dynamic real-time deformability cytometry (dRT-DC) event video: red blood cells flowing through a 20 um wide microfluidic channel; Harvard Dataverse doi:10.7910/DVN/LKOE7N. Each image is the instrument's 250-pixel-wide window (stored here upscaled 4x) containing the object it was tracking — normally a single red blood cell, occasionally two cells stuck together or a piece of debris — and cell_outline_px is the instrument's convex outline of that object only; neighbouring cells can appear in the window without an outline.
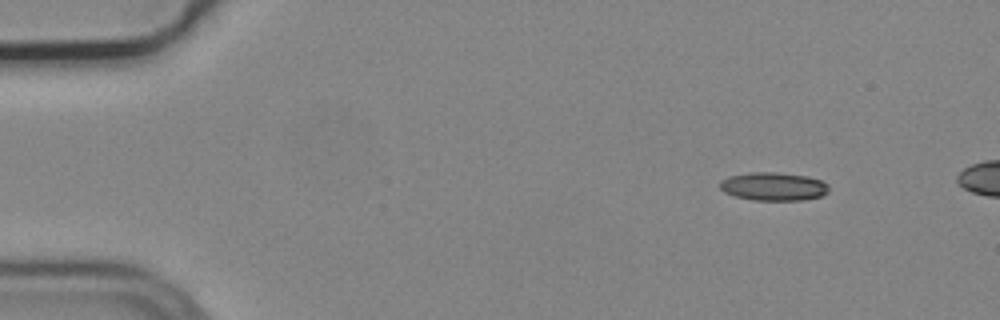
{"species": "common noctule bat (a hibernating species)", "species_latin": "Nyctalus noctula", "temperature_condition": "cold", "stored_images_in_passage": 4, "segment_of_instrument_passage": [2, 2], "camera_frame_rate_fps": 3000, "um_per_image_px": 0.085, "animal": {"sex": "male", "body_mass_g": 19.2, "forearm_length_mm": 51.8}, "frame": {"image": 1, "passage_image": 4, "time_ms": 1.0, "image_size_px": [1000, 320], "cell_outline_px": [[828, 192], [820, 196], [800, 200], [752, 200], [736, 196], [724, 192], [720, 188], [720, 180], [728, 176], [748, 172], [776, 172], [808, 176], [820, 180], [828, 184]], "centroid_in_image_um": [65.72, 15.84], "position_along_channel_um": 19.3, "area_um2": 17.98}}